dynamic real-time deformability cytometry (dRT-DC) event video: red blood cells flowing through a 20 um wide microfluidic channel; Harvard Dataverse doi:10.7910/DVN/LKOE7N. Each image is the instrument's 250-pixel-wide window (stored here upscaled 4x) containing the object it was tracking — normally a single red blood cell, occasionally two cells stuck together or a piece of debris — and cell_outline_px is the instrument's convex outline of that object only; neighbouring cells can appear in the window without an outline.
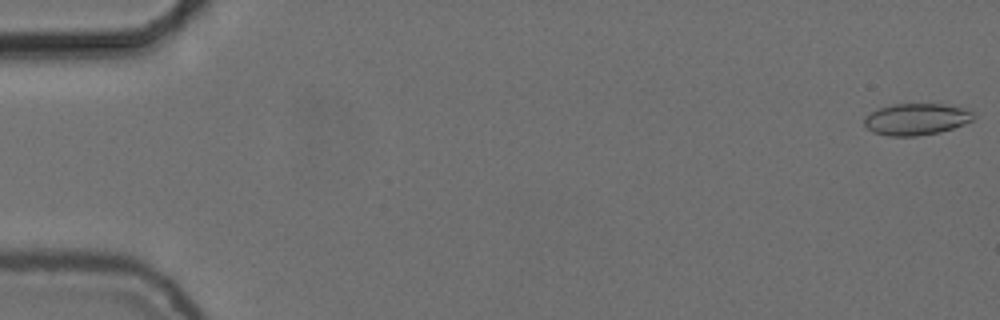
{"species": "common noctule bat (a hibernating species)", "species_latin": "Nyctalus noctula", "temperature_condition": "cold", "stored_images_in_passage": 55, "camera_frame_rate_fps": 3000, "um_per_image_px": 0.085, "animal": {"sex": "female", "body_mass_g": 24.6, "forearm_length_mm": 56.2}, "frame": {"image": 1, "passage_image": 1, "time_ms": 0.0, "image_size_px": [1000, 320], "cell_outline_px": [[976, 116], [972, 120], [964, 124], [940, 132], [916, 136], [888, 136], [872, 132], [864, 124], [864, 116], [880, 108], [892, 104], [944, 104], [964, 108], [972, 112]], "centroid_in_image_um": [77.88, 10.13], "position_along_channel_um": 7.1, "area_um2": 20.11}}
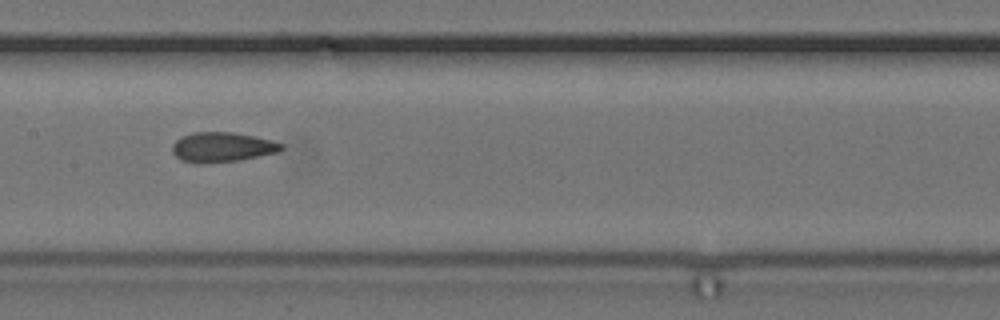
{"frame": {"image": 2, "passage_image": 28, "time_ms": 9.0, "image_size_px": [1000, 320], "cell_outline_px": [[284, 148], [280, 152], [236, 160], [200, 164], [196, 164], [180, 160], [172, 152], [172, 144], [180, 136], [196, 132], [232, 132], [272, 140], [284, 144]], "centroid_in_image_um": [18.86, 12.51], "position_along_channel_um": 188.5, "area_um2": 19.02}}
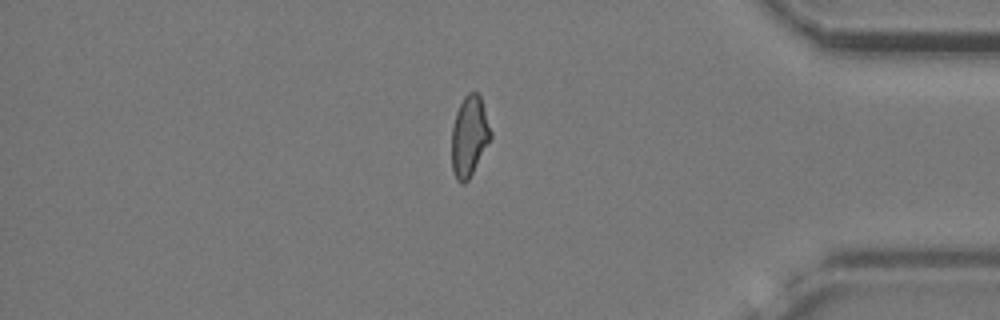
{"frame": {"image": 3, "passage_image": 47, "time_ms": 15.333, "image_size_px": [1000, 320], "cell_outline_px": [[492, 140], [468, 180], [464, 184], [460, 184], [456, 180], [452, 168], [452, 128], [456, 112], [464, 96], [468, 92], [476, 92], [480, 96], [492, 132]], "centroid_in_image_um": [39.9, 11.61], "position_along_channel_um": 395.3, "area_um2": 18.5}, "authors_computed_cell_mechanics": {"area_um2": 19.0162, "velocity_mm_per_s": 3.7244, "shape_relaxation_time_tau1_ms": null, "shape_relaxation_time_tau2_ms": 2.4403, "deformation_change_tau1": null, "deformation_change_tau2": 0.0889}}